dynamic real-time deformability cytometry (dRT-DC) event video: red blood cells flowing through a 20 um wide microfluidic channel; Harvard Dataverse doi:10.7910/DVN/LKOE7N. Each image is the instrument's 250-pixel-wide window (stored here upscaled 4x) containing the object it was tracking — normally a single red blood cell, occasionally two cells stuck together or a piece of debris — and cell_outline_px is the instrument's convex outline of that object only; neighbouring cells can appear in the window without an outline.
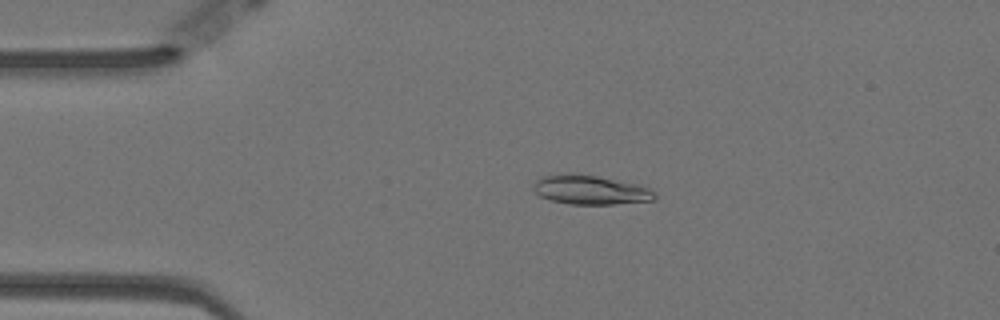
{"species": "Egyptian fruit bat (a non-hibernating species)", "species_latin": "Rousettus aegyptiacus", "temperature_condition": "warm", "stored_images_in_passage": 56, "camera_frame_rate_fps": 3000, "um_per_image_px": 0.085, "animal": {"sex": "female"}, "frame": {"image": 1, "passage_image": 12, "time_ms": 3.667, "image_size_px": [1000, 320], "cell_outline_px": [[656, 200], [616, 204], [568, 204], [552, 200], [540, 196], [532, 188], [532, 184], [536, 180], [544, 176], [596, 176], [640, 184], [648, 188], [656, 196]], "centroid_in_image_um": [50.24, 16.18], "position_along_channel_um": 34.8, "area_um2": 20.0}}
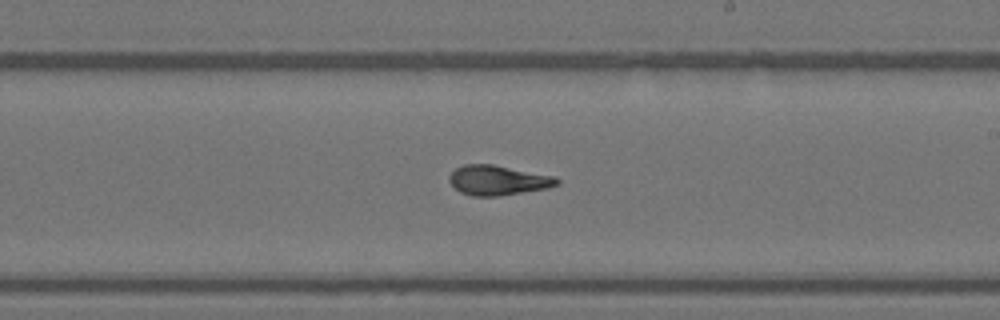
{"frame": {"image": 2, "passage_image": 33, "time_ms": 10.667, "image_size_px": [1000, 320], "cell_outline_px": [[560, 184], [548, 188], [496, 196], [472, 196], [460, 192], [448, 180], [448, 176], [456, 168], [464, 164], [492, 164], [556, 176], [560, 180]], "centroid_in_image_um": [42.34, 15.31], "position_along_channel_um": 246.7, "area_um2": 18.73}}
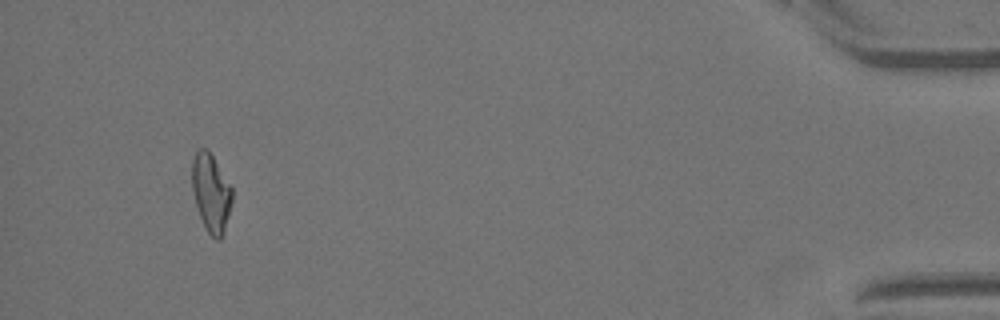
{"frame": {"image": 3, "passage_image": 54, "time_ms": 17.667, "image_size_px": [1000, 320], "cell_outline_px": [[232, 200], [224, 232], [220, 240], [216, 240], [204, 228], [192, 192], [192, 156], [200, 148], [208, 148], [232, 188]], "centroid_in_image_um": [17.92, 16.38], "position_along_channel_um": 417.3, "area_um2": 18.26}}